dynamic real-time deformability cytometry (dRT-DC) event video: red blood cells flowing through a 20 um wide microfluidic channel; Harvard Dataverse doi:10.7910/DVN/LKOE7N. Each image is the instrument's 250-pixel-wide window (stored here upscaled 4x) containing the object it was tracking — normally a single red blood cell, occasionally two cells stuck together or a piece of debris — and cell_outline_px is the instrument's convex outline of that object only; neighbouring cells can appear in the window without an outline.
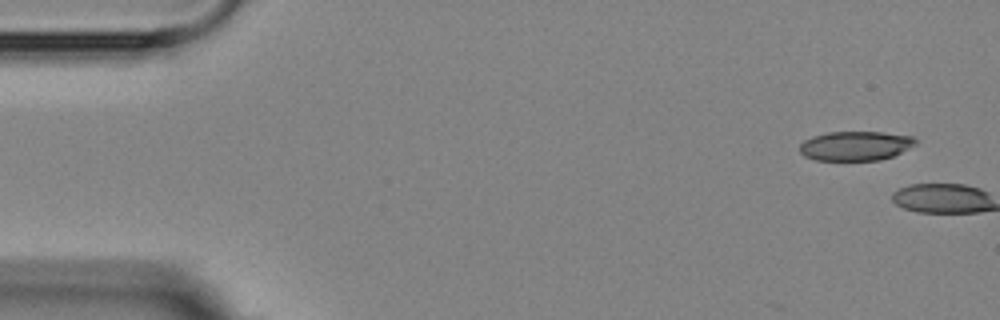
{"species": "Egyptian fruit bat (a non-hibernating species)", "species_latin": "Rousettus aegyptiacus", "temperature_condition": "room temperature", "stored_images_in_passage": 2, "camera_frame_rate_fps": 3000, "um_per_image_px": 0.085, "animal": {"sex": "female"}, "frame": {"image": 1, "passage_image": 1, "time_ms": 0.0, "image_size_px": [1000, 320], "cell_outline_px": [[916, 144], [892, 156], [880, 160], [816, 160], [804, 156], [800, 152], [800, 144], [804, 140], [812, 136], [828, 132], [884, 132], [912, 136], [916, 140]], "centroid_in_image_um": [72.69, 12.39], "position_along_channel_um": 12.3, "area_um2": 19.77}}